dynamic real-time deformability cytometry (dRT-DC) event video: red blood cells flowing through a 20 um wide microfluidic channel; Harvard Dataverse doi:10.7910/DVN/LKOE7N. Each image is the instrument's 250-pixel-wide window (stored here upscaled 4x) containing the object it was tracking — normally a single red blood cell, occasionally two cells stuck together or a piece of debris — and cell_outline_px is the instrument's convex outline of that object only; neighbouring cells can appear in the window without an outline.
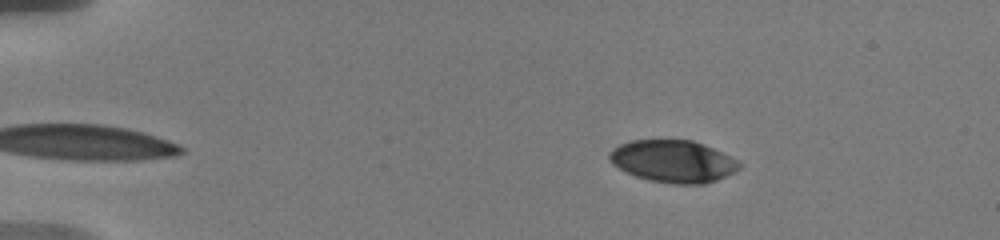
{"species": "human", "species_latin": "Homo sapiens", "temperature_condition": "warm", "stored_images_in_passage": 5, "camera_frame_rate_fps": 3000, "um_per_image_px": 0.085, "donor": {"sex": "male"}, "frame": {"image": 1, "passage_image": 1, "time_ms": 0.0, "image_size_px": [1000, 240], "cell_outline_px": [[740, 168], [736, 172], [716, 180], [704, 184], [672, 184], [648, 180], [636, 176], [612, 164], [608, 160], [608, 152], [612, 148], [628, 140], [692, 140], [704, 144], [736, 160], [740, 164]], "centroid_in_image_um": [57.18, 13.71], "position_along_channel_um": 27.8, "area_um2": 31.96}}
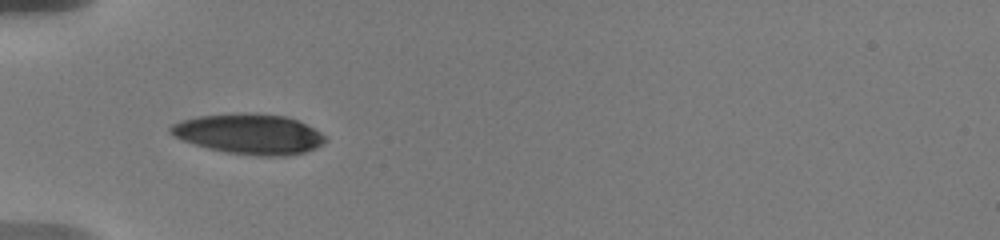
{"frame": {"image": 2, "passage_image": 4, "time_ms": 3.333, "image_size_px": [1000, 240], "cell_outline_px": [[324, 140], [316, 148], [304, 152], [284, 156], [260, 156], [228, 152], [208, 148], [172, 136], [168, 132], [168, 128], [172, 124], [180, 120], [196, 116], [284, 116], [296, 120], [320, 132], [324, 136]], "centroid_in_image_um": [21.13, 11.44], "position_along_channel_um": 63.9, "area_um2": 34.68}}
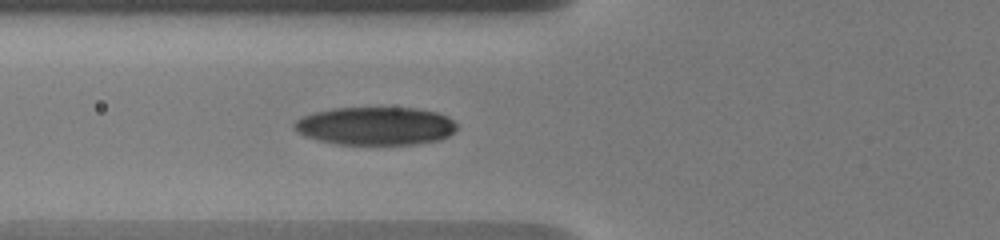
{"frame": {"image": 3, "passage_image": 5, "time_ms": 4.333, "image_size_px": [1000, 240], "cell_outline_px": [[456, 128], [448, 136], [440, 140], [412, 144], [336, 144], [316, 140], [304, 136], [292, 128], [292, 124], [296, 120], [304, 116], [316, 112], [332, 108], [416, 108], [436, 112], [448, 116], [456, 124]], "centroid_in_image_um": [31.89, 10.71], "position_along_channel_um": 93.9, "area_um2": 36.13}}